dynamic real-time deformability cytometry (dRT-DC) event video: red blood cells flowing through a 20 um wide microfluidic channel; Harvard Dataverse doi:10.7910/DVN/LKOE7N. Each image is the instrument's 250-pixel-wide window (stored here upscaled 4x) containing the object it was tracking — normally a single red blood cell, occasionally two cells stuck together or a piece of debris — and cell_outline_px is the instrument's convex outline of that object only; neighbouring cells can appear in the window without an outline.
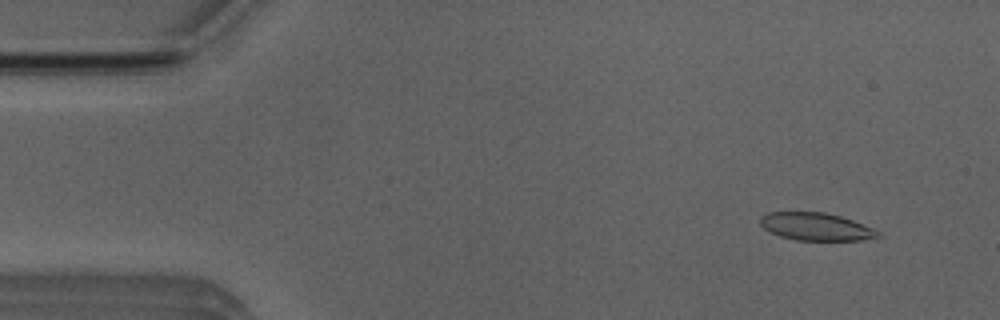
{"species": "Egyptian fruit bat (a non-hibernating species)", "species_latin": "Rousettus aegyptiacus", "temperature_condition": "room temperature", "stored_images_in_passage": 7, "camera_frame_rate_fps": 3000, "um_per_image_px": 0.085, "animal": {"sex": "male"}, "frame": {"image": 1, "passage_image": 3, "time_ms": 0.667, "image_size_px": [1000, 320], "cell_outline_px": [[880, 236], [860, 240], [796, 240], [780, 236], [764, 228], [760, 224], [760, 216], [768, 212], [824, 212], [840, 216], [852, 220], [872, 228], [880, 232]], "centroid_in_image_um": [69.33, 19.26], "position_along_channel_um": 15.7, "area_um2": 18.79}}